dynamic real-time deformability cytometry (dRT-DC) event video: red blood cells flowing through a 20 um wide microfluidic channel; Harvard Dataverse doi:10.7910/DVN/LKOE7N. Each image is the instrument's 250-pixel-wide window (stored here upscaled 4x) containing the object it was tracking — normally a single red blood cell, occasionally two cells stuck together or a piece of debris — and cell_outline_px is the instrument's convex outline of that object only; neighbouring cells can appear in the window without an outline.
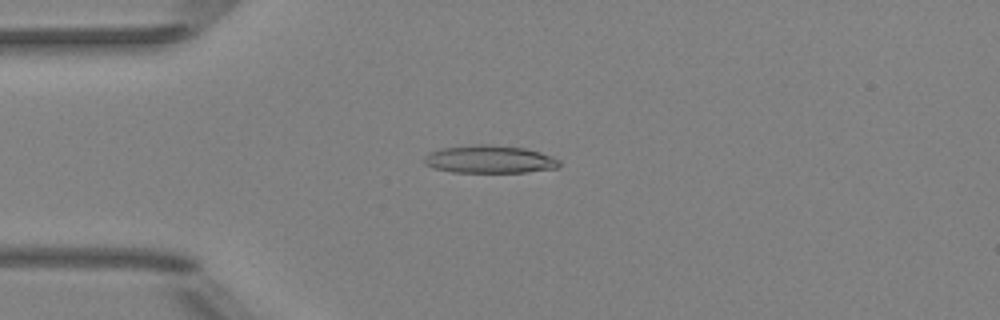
{"species": "Egyptian fruit bat (a non-hibernating species)", "species_latin": "Rousettus aegyptiacus", "temperature_condition": "room temperature", "stored_images_in_passage": 40, "camera_frame_rate_fps": 3000, "um_per_image_px": 0.085, "animal": {"sex": "female"}, "frame": {"image": 1, "passage_image": 2, "time_ms": 0.333, "image_size_px": [1000, 320], "cell_outline_px": [[560, 168], [528, 172], [452, 172], [432, 168], [424, 164], [424, 156], [428, 152], [440, 148], [480, 144], [488, 144], [524, 148], [540, 152], [552, 156], [560, 160]], "centroid_in_image_um": [41.61, 13.54], "position_along_channel_um": 43.4, "area_um2": 22.14}}
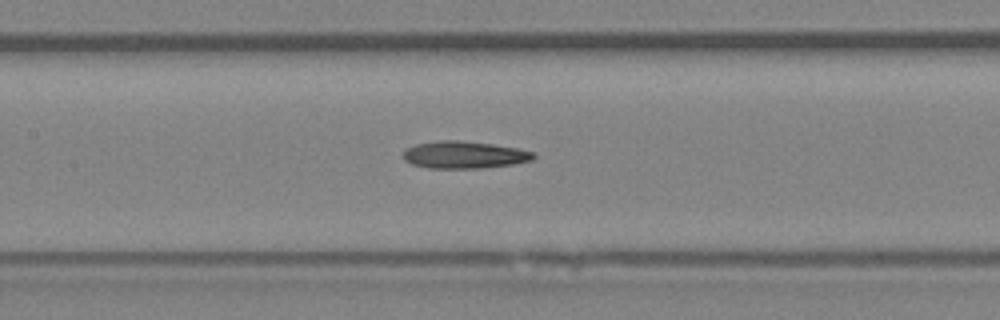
{"frame": {"image": 2, "passage_image": 13, "time_ms": 4.0, "image_size_px": [1000, 320], "cell_outline_px": [[536, 156], [532, 160], [512, 164], [484, 168], [428, 168], [412, 164], [404, 160], [400, 156], [404, 148], [416, 144], [440, 140], [456, 140], [492, 144], [516, 148], [536, 152]], "centroid_in_image_um": [39.41, 13.16], "position_along_channel_um": 168.0, "area_um2": 20.87}}
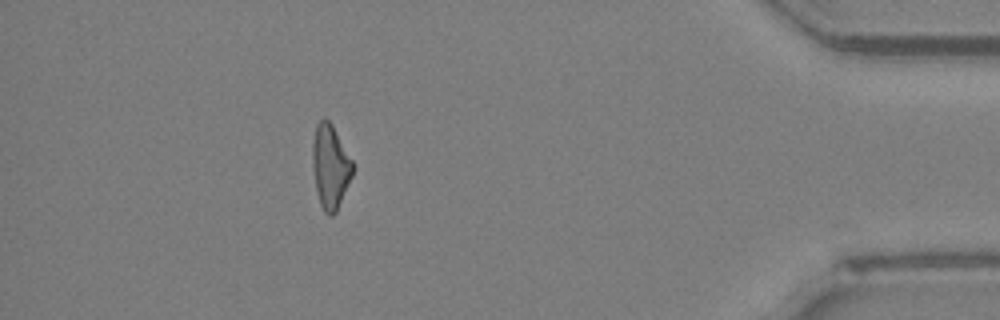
{"frame": {"image": 3, "passage_image": 35, "time_ms": 11.333, "image_size_px": [1000, 320], "cell_outline_px": [[352, 176], [336, 212], [332, 216], [328, 216], [324, 212], [320, 204], [316, 188], [312, 164], [312, 144], [316, 124], [324, 116], [332, 124], [352, 160]], "centroid_in_image_um": [28.06, 14.14], "position_along_channel_um": 407.1, "area_um2": 19.54}}